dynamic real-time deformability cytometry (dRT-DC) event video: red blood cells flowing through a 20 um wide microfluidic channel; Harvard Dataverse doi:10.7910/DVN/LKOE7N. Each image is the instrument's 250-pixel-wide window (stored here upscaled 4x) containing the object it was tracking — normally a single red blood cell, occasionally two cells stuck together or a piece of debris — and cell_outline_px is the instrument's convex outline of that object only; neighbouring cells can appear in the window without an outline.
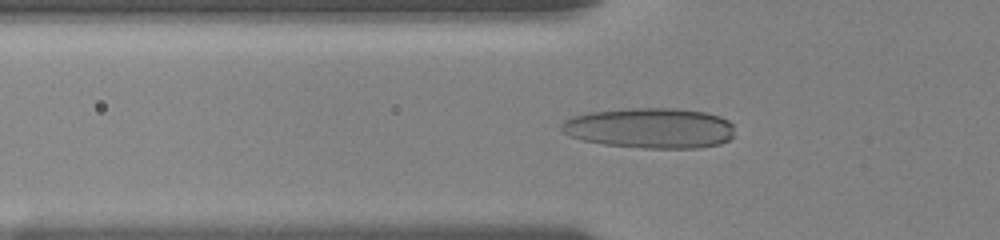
{"species": "human", "species_latin": "Homo sapiens", "temperature_condition": "room temperature", "stored_images_in_passage": 92, "camera_frame_rate_fps": 3000, "um_per_image_px": 0.085, "donor": {"sex": "female"}, "frame": {"image": 1, "passage_image": 50, "time_ms": 6.333, "image_size_px": [1000, 240], "cell_outline_px": [[732, 136], [728, 140], [720, 144], [696, 148], [644, 148], [604, 144], [584, 140], [568, 136], [560, 128], [560, 124], [564, 120], [572, 116], [588, 112], [632, 108], [676, 108], [704, 112], [720, 116], [728, 120], [732, 124]], "centroid_in_image_um": [55.23, 10.88], "position_along_channel_um": 70.6, "area_um2": 40.81}}
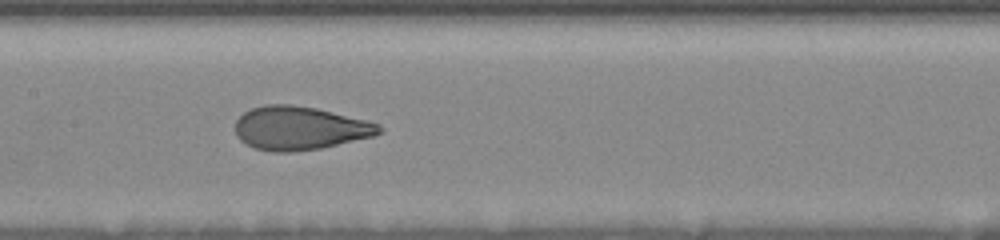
{"frame": {"image": 2, "passage_image": 76, "time_ms": 9.333, "image_size_px": [1000, 240], "cell_outline_px": [[384, 128], [380, 132], [372, 136], [320, 148], [292, 152], [276, 152], [256, 148], [240, 140], [236, 136], [236, 120], [244, 112], [252, 108], [264, 104], [292, 104], [316, 108], [368, 120], [380, 124]], "centroid_in_image_um": [25.48, 10.88], "position_along_channel_um": 181.9, "area_um2": 36.36}}
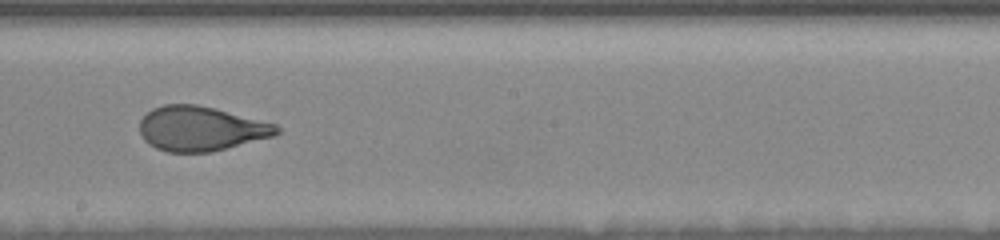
{"frame": {"image": 3, "passage_image": 86, "time_ms": 10.667, "image_size_px": [1000, 240], "cell_outline_px": [[280, 132], [276, 136], [212, 152], [168, 152], [156, 148], [148, 144], [144, 140], [140, 132], [140, 120], [152, 108], [164, 104], [196, 104], [216, 108], [276, 124], [280, 128]], "centroid_in_image_um": [17.09, 10.93], "position_along_channel_um": 231.1, "area_um2": 35.89}}